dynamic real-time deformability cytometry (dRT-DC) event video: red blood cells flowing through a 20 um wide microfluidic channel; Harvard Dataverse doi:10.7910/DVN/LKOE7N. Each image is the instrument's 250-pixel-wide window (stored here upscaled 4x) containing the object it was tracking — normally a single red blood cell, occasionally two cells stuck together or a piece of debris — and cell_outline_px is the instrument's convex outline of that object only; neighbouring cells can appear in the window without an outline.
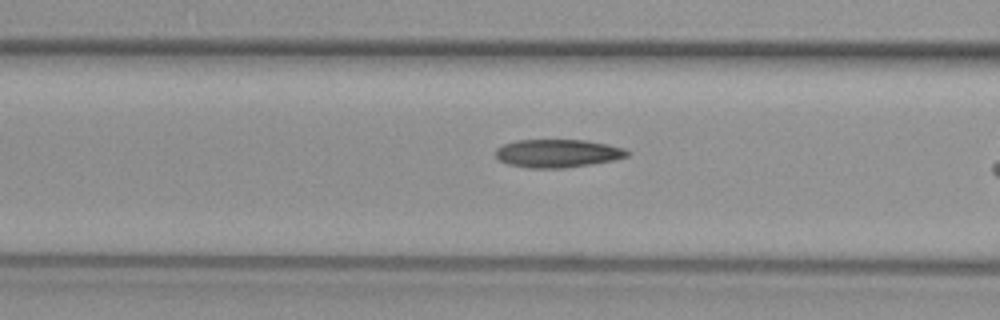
{"species": "common noctule bat (a hibernating species)", "species_latin": "Nyctalus noctula", "temperature_condition": "warm", "stored_images_in_passage": 35, "camera_frame_rate_fps": 3000, "um_per_image_px": 0.085, "animal": {"sex": "female", "body_mass_g": 29.2, "forearm_length_mm": 56.3}, "frame": {"image": 1, "passage_image": 14, "time_ms": 4.333, "image_size_px": [1000, 320], "cell_outline_px": [[632, 152], [628, 156], [612, 160], [564, 168], [528, 168], [508, 164], [500, 160], [496, 156], [496, 148], [504, 144], [516, 140], [584, 140], [608, 144], [624, 148]], "centroid_in_image_um": [47.4, 13.03], "position_along_channel_um": 119.2, "area_um2": 21.5}}
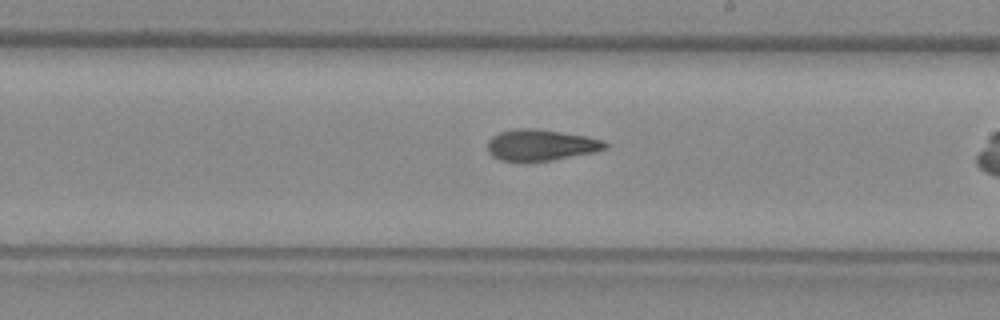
{"frame": {"image": 2, "passage_image": 23, "time_ms": 7.333, "image_size_px": [1000, 320], "cell_outline_px": [[608, 148], [592, 152], [552, 160], [524, 164], [500, 160], [492, 156], [488, 152], [488, 140], [492, 136], [500, 132], [512, 128], [532, 128], [560, 132], [584, 136], [604, 140], [608, 144]], "centroid_in_image_um": [45.91, 12.36], "position_along_channel_um": 243.1, "area_um2": 21.79}}
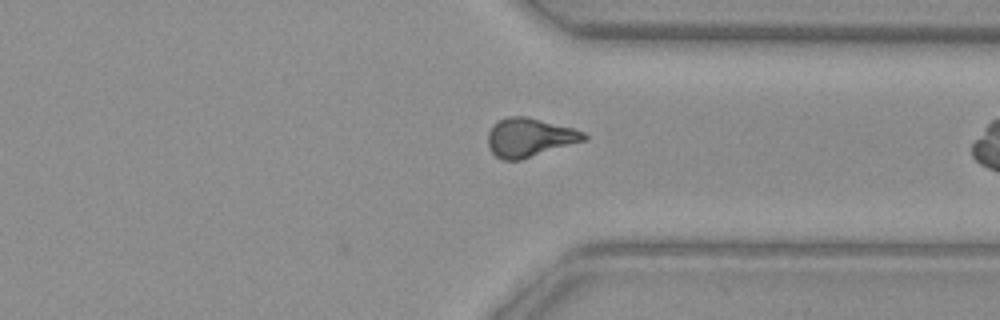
{"frame": {"image": 3, "passage_image": 32, "time_ms": 10.333, "image_size_px": [1000, 320], "cell_outline_px": [[588, 140], [520, 160], [504, 160], [496, 156], [488, 148], [488, 132], [492, 124], [496, 120], [508, 116], [524, 116], [572, 128], [584, 132], [588, 136]], "centroid_in_image_um": [44.99, 11.69], "position_along_channel_um": 366.4, "area_um2": 21.79}}